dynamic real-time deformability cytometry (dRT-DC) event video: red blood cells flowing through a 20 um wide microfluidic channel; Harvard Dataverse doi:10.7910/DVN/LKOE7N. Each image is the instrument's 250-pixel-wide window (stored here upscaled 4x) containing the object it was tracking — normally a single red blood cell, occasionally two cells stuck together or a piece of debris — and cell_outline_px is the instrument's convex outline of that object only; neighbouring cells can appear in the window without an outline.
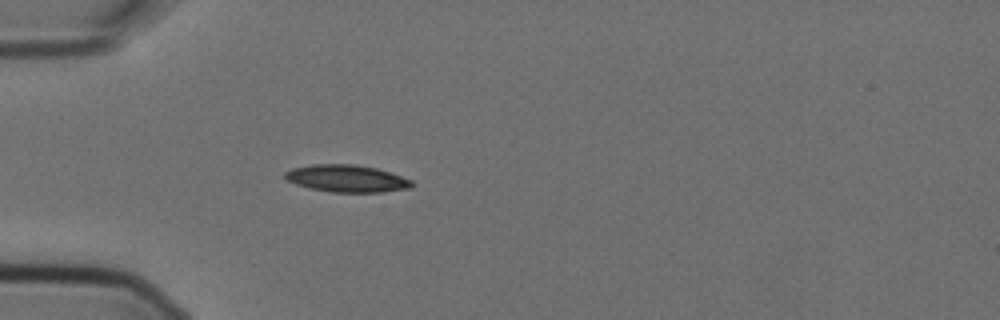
{"species": "Egyptian fruit bat (a non-hibernating species)", "species_latin": "Rousettus aegyptiacus", "temperature_condition": "cold", "stored_images_in_passage": 4, "camera_frame_rate_fps": 3000, "um_per_image_px": 0.085, "animal": {"sex": "female"}, "frame": {"image": 1, "passage_image": 4, "time_ms": 1.0, "image_size_px": [1000, 320], "cell_outline_px": [[412, 188], [380, 192], [332, 192], [308, 188], [296, 184], [288, 180], [284, 176], [284, 172], [292, 168], [312, 164], [356, 164], [376, 168], [392, 172], [412, 180]], "centroid_in_image_um": [29.48, 15.16], "position_along_channel_um": 55.5, "area_um2": 20.23}}